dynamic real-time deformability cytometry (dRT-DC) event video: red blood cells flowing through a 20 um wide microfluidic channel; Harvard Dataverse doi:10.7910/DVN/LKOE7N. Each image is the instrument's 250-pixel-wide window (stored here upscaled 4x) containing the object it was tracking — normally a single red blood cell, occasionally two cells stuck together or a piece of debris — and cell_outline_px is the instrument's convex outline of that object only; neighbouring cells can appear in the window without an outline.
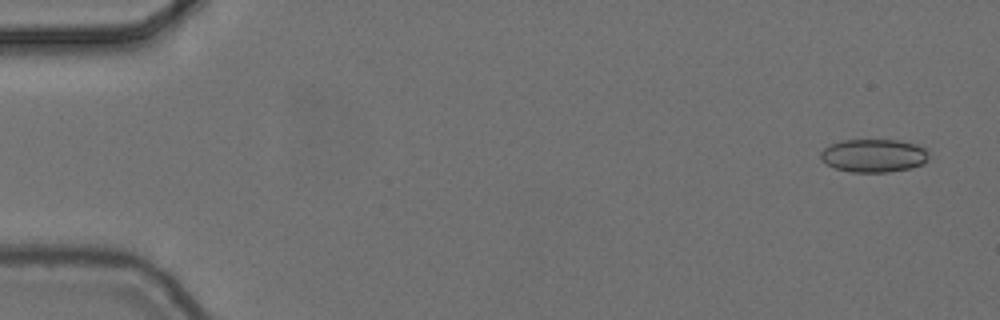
{"species": "common noctule bat (a hibernating species)", "species_latin": "Nyctalus noctula", "temperature_condition": "cold", "stored_images_in_passage": 5, "camera_frame_rate_fps": 3000, "um_per_image_px": 0.085, "animal": {"sex": "female", "body_mass_g": 24.6, "forearm_length_mm": 56.2}, "frame": {"image": 1, "passage_image": 1, "time_ms": 0.0, "image_size_px": [1000, 320], "cell_outline_px": [[928, 160], [924, 164], [912, 168], [888, 172], [852, 172], [836, 168], [820, 160], [820, 152], [824, 148], [840, 140], [896, 140], [916, 144], [928, 148]], "centroid_in_image_um": [74.3, 13.22], "position_along_channel_um": 10.7, "area_um2": 21.1}}
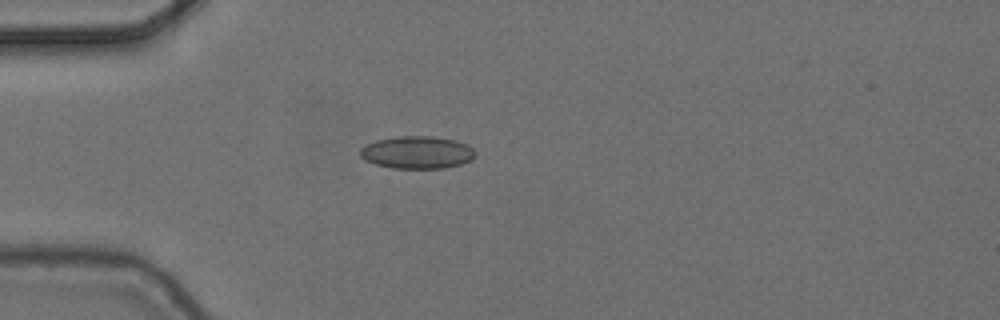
{"frame": {"image": 2, "passage_image": 4, "time_ms": 1.0, "image_size_px": [1000, 320], "cell_outline_px": [[476, 156], [472, 160], [460, 164], [444, 168], [392, 168], [376, 164], [364, 160], [360, 156], [360, 148], [376, 140], [396, 136], [432, 136], [456, 140], [468, 144], [476, 152]], "centroid_in_image_um": [35.48, 12.95], "position_along_channel_um": 49.5, "area_um2": 21.96}}